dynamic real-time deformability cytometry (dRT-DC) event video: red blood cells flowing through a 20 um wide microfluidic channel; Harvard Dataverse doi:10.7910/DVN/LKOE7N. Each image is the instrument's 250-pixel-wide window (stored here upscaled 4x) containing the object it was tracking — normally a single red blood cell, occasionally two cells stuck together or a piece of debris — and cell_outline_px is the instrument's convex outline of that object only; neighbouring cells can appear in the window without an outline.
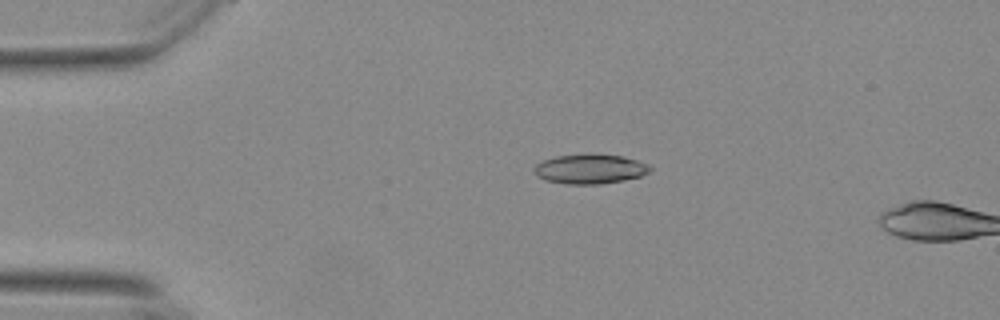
{"species": "Egyptian fruit bat (a non-hibernating species)", "species_latin": "Rousettus aegyptiacus", "temperature_condition": "warm", "stored_images_in_passage": 4, "camera_frame_rate_fps": 3000, "um_per_image_px": 0.085, "animal": {"sex": "female"}, "frame": {"image": 1, "passage_image": 2, "time_ms": 0.333, "image_size_px": [1000, 320], "cell_outline_px": [[652, 168], [648, 172], [640, 176], [624, 180], [600, 184], [564, 184], [544, 180], [536, 176], [532, 168], [536, 164], [544, 160], [556, 156], [592, 152], [624, 156], [648, 164]], "centroid_in_image_um": [50.12, 14.34], "position_along_channel_um": 34.9, "area_um2": 20.46}}